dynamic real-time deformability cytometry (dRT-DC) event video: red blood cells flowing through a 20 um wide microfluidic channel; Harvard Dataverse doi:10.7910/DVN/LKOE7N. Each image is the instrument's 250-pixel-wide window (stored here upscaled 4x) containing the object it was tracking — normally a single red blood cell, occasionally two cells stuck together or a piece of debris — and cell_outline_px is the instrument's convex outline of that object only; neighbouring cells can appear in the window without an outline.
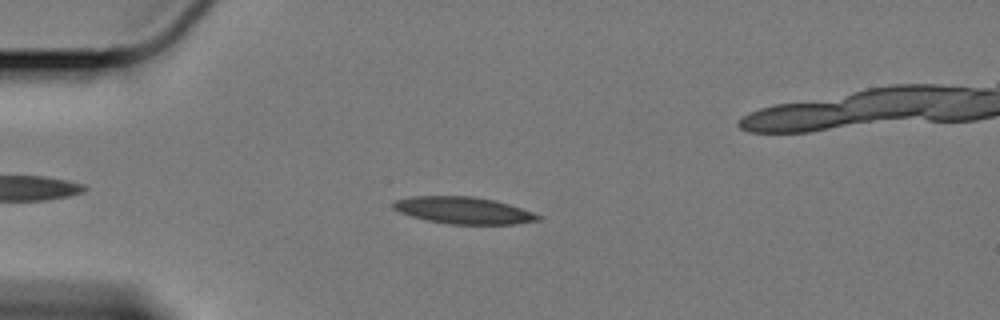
{"species": "Egyptian fruit bat (a non-hibernating species)", "species_latin": "Rousettus aegyptiacus", "temperature_condition": "cold", "stored_images_in_passage": 46, "camera_frame_rate_fps": 3000, "um_per_image_px": 0.085, "animal": {"sex": "female"}, "frame": {"image": 1, "passage_image": 8, "time_ms": 2.333, "image_size_px": [1000, 320], "cell_outline_px": [[540, 220], [516, 224], [448, 224], [428, 220], [412, 216], [400, 212], [392, 208], [392, 204], [396, 200], [412, 196], [472, 196], [492, 200], [508, 204], [532, 212], [540, 216]], "centroid_in_image_um": [39.37, 17.88], "position_along_channel_um": 45.6, "area_um2": 22.43}}
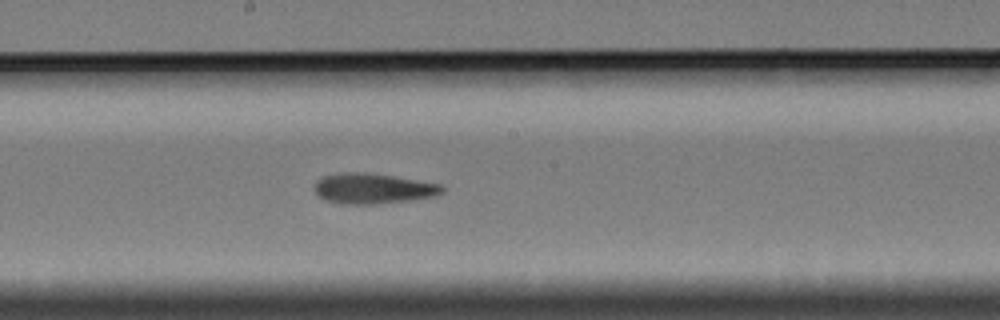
{"frame": {"image": 2, "passage_image": 25, "time_ms": 8.0, "image_size_px": [1000, 320], "cell_outline_px": [[444, 192], [436, 196], [408, 200], [376, 204], [340, 204], [328, 200], [320, 196], [316, 192], [316, 180], [324, 176], [340, 172], [368, 172], [440, 184], [444, 188]], "centroid_in_image_um": [31.71, 16.02], "position_along_channel_um": 216.5, "area_um2": 22.43}}
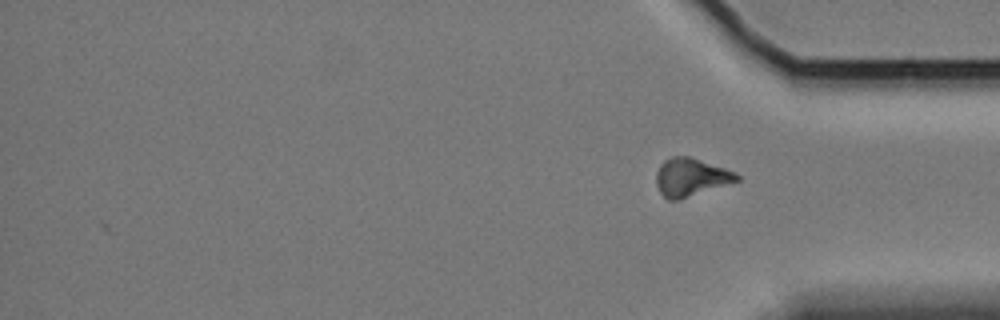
{"frame": {"image": 3, "passage_image": 46, "time_ms": 15.0, "image_size_px": [1000, 320], "cell_outline_px": [[740, 180], [680, 200], [668, 200], [660, 192], [656, 184], [656, 172], [660, 164], [664, 160], [672, 156], [688, 156], [736, 172], [740, 176]], "centroid_in_image_um": [58.71, 15.07], "position_along_channel_um": 376.5, "area_um2": 17.86}, "authors_computed_cell_mechanics": {"area_um2": 22.1374, "velocity_mm_per_s": 3.3836, "shape_relaxation_time_tau1_ms": 10.767, "shape_relaxation_time_tau2_ms": 4.7159, "deformation_change_tau1": 0.2452, "deformation_change_tau2": 0.1378}}